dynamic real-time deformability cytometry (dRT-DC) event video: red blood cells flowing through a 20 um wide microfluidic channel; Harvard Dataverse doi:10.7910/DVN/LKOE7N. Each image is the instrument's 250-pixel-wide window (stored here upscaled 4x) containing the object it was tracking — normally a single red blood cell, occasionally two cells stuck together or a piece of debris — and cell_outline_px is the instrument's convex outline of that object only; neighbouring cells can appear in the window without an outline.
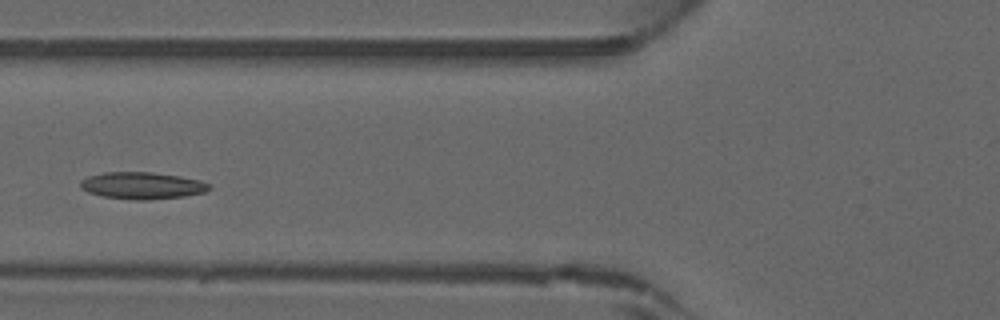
{"species": "common noctule bat (a hibernating species)", "species_latin": "Nyctalus noctula", "temperature_condition": "warm", "stored_images_in_passage": 32, "camera_frame_rate_fps": 3000, "um_per_image_px": 0.085, "animal": {"sex": "male", "forearm_length_mm": 52.5}, "frame": {"image": 1, "passage_image": 5, "time_ms": 1.333, "image_size_px": [1000, 320], "cell_outline_px": [[212, 188], [204, 192], [184, 196], [144, 200], [132, 200], [104, 196], [88, 192], [80, 188], [80, 180], [88, 176], [104, 172], [152, 172], [180, 176], [200, 180], [212, 184]], "centroid_in_image_um": [12.09, 15.76], "position_along_channel_um": 113.7, "area_um2": 20.29}}
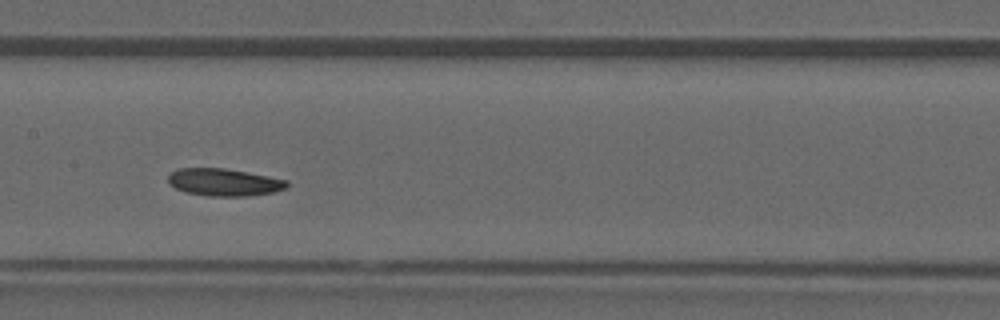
{"frame": {"image": 2, "passage_image": 10, "time_ms": 3.0, "image_size_px": [1000, 320], "cell_outline_px": [[288, 188], [272, 192], [248, 196], [208, 196], [188, 192], [176, 188], [168, 184], [168, 176], [176, 168], [224, 168], [268, 176], [288, 180]], "centroid_in_image_um": [19.04, 15.49], "position_along_channel_um": 188.4, "area_um2": 18.9}}